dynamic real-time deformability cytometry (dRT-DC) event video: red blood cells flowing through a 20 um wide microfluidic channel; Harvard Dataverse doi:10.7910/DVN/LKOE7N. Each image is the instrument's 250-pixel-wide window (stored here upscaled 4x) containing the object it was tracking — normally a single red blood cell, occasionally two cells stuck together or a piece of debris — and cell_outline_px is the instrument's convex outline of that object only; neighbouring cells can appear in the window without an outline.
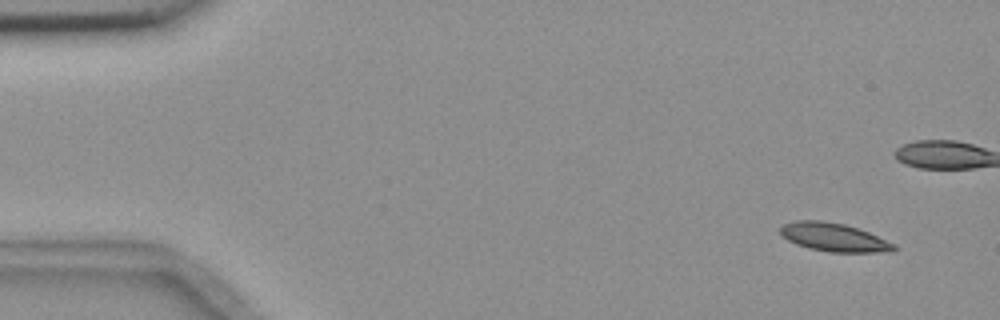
{"species": "common noctule bat (a hibernating species)", "species_latin": "Nyctalus noctula", "temperature_condition": "room temperature", "stored_images_in_passage": 6, "camera_frame_rate_fps": 3000, "um_per_image_px": 0.085, "animal": {"sex": "female", "body_mass_g": 18.4}, "frame": {"image": 1, "passage_image": 1, "time_ms": 0.0, "image_size_px": [1000, 320], "cell_outline_px": [[896, 248], [892, 252], [828, 252], [808, 248], [796, 244], [780, 236], [780, 228], [784, 224], [796, 220], [820, 220], [844, 224], [868, 232], [896, 244]], "centroid_in_image_um": [70.86, 20.17], "position_along_channel_um": 14.1, "area_um2": 18.84}}